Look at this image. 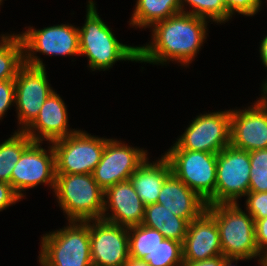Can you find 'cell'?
Wrapping results in <instances>:
<instances>
[{
  "instance_id": "cell-30",
  "label": "cell",
  "mask_w": 267,
  "mask_h": 266,
  "mask_svg": "<svg viewBox=\"0 0 267 266\" xmlns=\"http://www.w3.org/2000/svg\"><path fill=\"white\" fill-rule=\"evenodd\" d=\"M245 196V209L253 219L267 217V192H248Z\"/></svg>"
},
{
  "instance_id": "cell-29",
  "label": "cell",
  "mask_w": 267,
  "mask_h": 266,
  "mask_svg": "<svg viewBox=\"0 0 267 266\" xmlns=\"http://www.w3.org/2000/svg\"><path fill=\"white\" fill-rule=\"evenodd\" d=\"M224 3L231 18L235 13L255 16L262 7V0H224Z\"/></svg>"
},
{
  "instance_id": "cell-32",
  "label": "cell",
  "mask_w": 267,
  "mask_h": 266,
  "mask_svg": "<svg viewBox=\"0 0 267 266\" xmlns=\"http://www.w3.org/2000/svg\"><path fill=\"white\" fill-rule=\"evenodd\" d=\"M21 201L9 183L0 181V211Z\"/></svg>"
},
{
  "instance_id": "cell-33",
  "label": "cell",
  "mask_w": 267,
  "mask_h": 266,
  "mask_svg": "<svg viewBox=\"0 0 267 266\" xmlns=\"http://www.w3.org/2000/svg\"><path fill=\"white\" fill-rule=\"evenodd\" d=\"M254 229L256 244L261 254L267 249V217L262 219H254Z\"/></svg>"
},
{
  "instance_id": "cell-19",
  "label": "cell",
  "mask_w": 267,
  "mask_h": 266,
  "mask_svg": "<svg viewBox=\"0 0 267 266\" xmlns=\"http://www.w3.org/2000/svg\"><path fill=\"white\" fill-rule=\"evenodd\" d=\"M157 203L189 223L199 218L207 209V202L173 173L163 183Z\"/></svg>"
},
{
  "instance_id": "cell-6",
  "label": "cell",
  "mask_w": 267,
  "mask_h": 266,
  "mask_svg": "<svg viewBox=\"0 0 267 266\" xmlns=\"http://www.w3.org/2000/svg\"><path fill=\"white\" fill-rule=\"evenodd\" d=\"M19 35L24 45V64L32 67L45 68L38 52L49 56L80 55L78 27L69 23L38 30L28 26Z\"/></svg>"
},
{
  "instance_id": "cell-4",
  "label": "cell",
  "mask_w": 267,
  "mask_h": 266,
  "mask_svg": "<svg viewBox=\"0 0 267 266\" xmlns=\"http://www.w3.org/2000/svg\"><path fill=\"white\" fill-rule=\"evenodd\" d=\"M53 192L67 221L102 219L104 190L92 174H56Z\"/></svg>"
},
{
  "instance_id": "cell-16",
  "label": "cell",
  "mask_w": 267,
  "mask_h": 266,
  "mask_svg": "<svg viewBox=\"0 0 267 266\" xmlns=\"http://www.w3.org/2000/svg\"><path fill=\"white\" fill-rule=\"evenodd\" d=\"M144 214L145 204L130 180L119 182L104 191L102 219L120 226L131 227L142 224Z\"/></svg>"
},
{
  "instance_id": "cell-31",
  "label": "cell",
  "mask_w": 267,
  "mask_h": 266,
  "mask_svg": "<svg viewBox=\"0 0 267 266\" xmlns=\"http://www.w3.org/2000/svg\"><path fill=\"white\" fill-rule=\"evenodd\" d=\"M15 104V81L14 79L0 81V120L3 119L7 110Z\"/></svg>"
},
{
  "instance_id": "cell-12",
  "label": "cell",
  "mask_w": 267,
  "mask_h": 266,
  "mask_svg": "<svg viewBox=\"0 0 267 266\" xmlns=\"http://www.w3.org/2000/svg\"><path fill=\"white\" fill-rule=\"evenodd\" d=\"M15 81V107L18 131H24L38 116L42 105L55 90L48 82L46 68L24 64Z\"/></svg>"
},
{
  "instance_id": "cell-34",
  "label": "cell",
  "mask_w": 267,
  "mask_h": 266,
  "mask_svg": "<svg viewBox=\"0 0 267 266\" xmlns=\"http://www.w3.org/2000/svg\"><path fill=\"white\" fill-rule=\"evenodd\" d=\"M225 257L218 255L202 261L183 262V266H224Z\"/></svg>"
},
{
  "instance_id": "cell-40",
  "label": "cell",
  "mask_w": 267,
  "mask_h": 266,
  "mask_svg": "<svg viewBox=\"0 0 267 266\" xmlns=\"http://www.w3.org/2000/svg\"><path fill=\"white\" fill-rule=\"evenodd\" d=\"M261 92H263V93L267 96V86L264 87V88L261 90Z\"/></svg>"
},
{
  "instance_id": "cell-11",
  "label": "cell",
  "mask_w": 267,
  "mask_h": 266,
  "mask_svg": "<svg viewBox=\"0 0 267 266\" xmlns=\"http://www.w3.org/2000/svg\"><path fill=\"white\" fill-rule=\"evenodd\" d=\"M42 142H33L21 155L13 168L11 187L21 198L23 191L46 184L50 189L55 188L56 165L55 152L52 144L48 149L41 147ZM23 192V193H22Z\"/></svg>"
},
{
  "instance_id": "cell-3",
  "label": "cell",
  "mask_w": 267,
  "mask_h": 266,
  "mask_svg": "<svg viewBox=\"0 0 267 266\" xmlns=\"http://www.w3.org/2000/svg\"><path fill=\"white\" fill-rule=\"evenodd\" d=\"M68 222L66 227L41 237L40 266H93L90 220Z\"/></svg>"
},
{
  "instance_id": "cell-39",
  "label": "cell",
  "mask_w": 267,
  "mask_h": 266,
  "mask_svg": "<svg viewBox=\"0 0 267 266\" xmlns=\"http://www.w3.org/2000/svg\"><path fill=\"white\" fill-rule=\"evenodd\" d=\"M8 35H9V33H8V34H1V36H0V44L3 42V40H4Z\"/></svg>"
},
{
  "instance_id": "cell-27",
  "label": "cell",
  "mask_w": 267,
  "mask_h": 266,
  "mask_svg": "<svg viewBox=\"0 0 267 266\" xmlns=\"http://www.w3.org/2000/svg\"><path fill=\"white\" fill-rule=\"evenodd\" d=\"M142 260L148 262L151 266H183L182 243L164 238Z\"/></svg>"
},
{
  "instance_id": "cell-28",
  "label": "cell",
  "mask_w": 267,
  "mask_h": 266,
  "mask_svg": "<svg viewBox=\"0 0 267 266\" xmlns=\"http://www.w3.org/2000/svg\"><path fill=\"white\" fill-rule=\"evenodd\" d=\"M251 175L249 192H267V149L249 152Z\"/></svg>"
},
{
  "instance_id": "cell-23",
  "label": "cell",
  "mask_w": 267,
  "mask_h": 266,
  "mask_svg": "<svg viewBox=\"0 0 267 266\" xmlns=\"http://www.w3.org/2000/svg\"><path fill=\"white\" fill-rule=\"evenodd\" d=\"M32 143L33 140L24 131L17 130L0 143V181L11 185L13 168Z\"/></svg>"
},
{
  "instance_id": "cell-5",
  "label": "cell",
  "mask_w": 267,
  "mask_h": 266,
  "mask_svg": "<svg viewBox=\"0 0 267 266\" xmlns=\"http://www.w3.org/2000/svg\"><path fill=\"white\" fill-rule=\"evenodd\" d=\"M206 211L215 219L224 257L260 259L254 219L238 203L207 205Z\"/></svg>"
},
{
  "instance_id": "cell-22",
  "label": "cell",
  "mask_w": 267,
  "mask_h": 266,
  "mask_svg": "<svg viewBox=\"0 0 267 266\" xmlns=\"http://www.w3.org/2000/svg\"><path fill=\"white\" fill-rule=\"evenodd\" d=\"M180 12V0H137L129 25L139 29L151 28Z\"/></svg>"
},
{
  "instance_id": "cell-35",
  "label": "cell",
  "mask_w": 267,
  "mask_h": 266,
  "mask_svg": "<svg viewBox=\"0 0 267 266\" xmlns=\"http://www.w3.org/2000/svg\"><path fill=\"white\" fill-rule=\"evenodd\" d=\"M259 54H260V59L263 63V65L267 68V34L266 36L263 38V40H261V44L259 46ZM264 84H262V88L267 86V79H265V82H263Z\"/></svg>"
},
{
  "instance_id": "cell-10",
  "label": "cell",
  "mask_w": 267,
  "mask_h": 266,
  "mask_svg": "<svg viewBox=\"0 0 267 266\" xmlns=\"http://www.w3.org/2000/svg\"><path fill=\"white\" fill-rule=\"evenodd\" d=\"M168 150L219 153L230 145V109L197 115Z\"/></svg>"
},
{
  "instance_id": "cell-24",
  "label": "cell",
  "mask_w": 267,
  "mask_h": 266,
  "mask_svg": "<svg viewBox=\"0 0 267 266\" xmlns=\"http://www.w3.org/2000/svg\"><path fill=\"white\" fill-rule=\"evenodd\" d=\"M24 65V45L19 34H9L0 44V81L15 79Z\"/></svg>"
},
{
  "instance_id": "cell-14",
  "label": "cell",
  "mask_w": 267,
  "mask_h": 266,
  "mask_svg": "<svg viewBox=\"0 0 267 266\" xmlns=\"http://www.w3.org/2000/svg\"><path fill=\"white\" fill-rule=\"evenodd\" d=\"M243 109H230V145L241 150L267 149V96Z\"/></svg>"
},
{
  "instance_id": "cell-15",
  "label": "cell",
  "mask_w": 267,
  "mask_h": 266,
  "mask_svg": "<svg viewBox=\"0 0 267 266\" xmlns=\"http://www.w3.org/2000/svg\"><path fill=\"white\" fill-rule=\"evenodd\" d=\"M90 248L93 266H123L130 257L128 227L90 220Z\"/></svg>"
},
{
  "instance_id": "cell-38",
  "label": "cell",
  "mask_w": 267,
  "mask_h": 266,
  "mask_svg": "<svg viewBox=\"0 0 267 266\" xmlns=\"http://www.w3.org/2000/svg\"><path fill=\"white\" fill-rule=\"evenodd\" d=\"M258 265L267 266V249L261 253L260 259H258Z\"/></svg>"
},
{
  "instance_id": "cell-1",
  "label": "cell",
  "mask_w": 267,
  "mask_h": 266,
  "mask_svg": "<svg viewBox=\"0 0 267 266\" xmlns=\"http://www.w3.org/2000/svg\"><path fill=\"white\" fill-rule=\"evenodd\" d=\"M209 22L205 18L180 12L155 23L151 27V41L138 46V62L163 66L173 61L189 67L207 38Z\"/></svg>"
},
{
  "instance_id": "cell-26",
  "label": "cell",
  "mask_w": 267,
  "mask_h": 266,
  "mask_svg": "<svg viewBox=\"0 0 267 266\" xmlns=\"http://www.w3.org/2000/svg\"><path fill=\"white\" fill-rule=\"evenodd\" d=\"M181 12L205 18L221 24L228 22L231 17L226 10L224 0H180ZM185 5L189 6V11ZM191 7V10H190Z\"/></svg>"
},
{
  "instance_id": "cell-9",
  "label": "cell",
  "mask_w": 267,
  "mask_h": 266,
  "mask_svg": "<svg viewBox=\"0 0 267 266\" xmlns=\"http://www.w3.org/2000/svg\"><path fill=\"white\" fill-rule=\"evenodd\" d=\"M250 169L248 151L229 145L217 153L215 195L207 205L238 203L249 192Z\"/></svg>"
},
{
  "instance_id": "cell-7",
  "label": "cell",
  "mask_w": 267,
  "mask_h": 266,
  "mask_svg": "<svg viewBox=\"0 0 267 266\" xmlns=\"http://www.w3.org/2000/svg\"><path fill=\"white\" fill-rule=\"evenodd\" d=\"M107 140L79 129L51 142L56 174H92L101 160Z\"/></svg>"
},
{
  "instance_id": "cell-8",
  "label": "cell",
  "mask_w": 267,
  "mask_h": 266,
  "mask_svg": "<svg viewBox=\"0 0 267 266\" xmlns=\"http://www.w3.org/2000/svg\"><path fill=\"white\" fill-rule=\"evenodd\" d=\"M164 156L170 163L172 173L204 201L208 202L215 195L217 154L167 150Z\"/></svg>"
},
{
  "instance_id": "cell-17",
  "label": "cell",
  "mask_w": 267,
  "mask_h": 266,
  "mask_svg": "<svg viewBox=\"0 0 267 266\" xmlns=\"http://www.w3.org/2000/svg\"><path fill=\"white\" fill-rule=\"evenodd\" d=\"M67 106L60 95L53 91L39 111L36 119L24 130L33 142H51L77 131L69 128ZM37 131V132H36Z\"/></svg>"
},
{
  "instance_id": "cell-2",
  "label": "cell",
  "mask_w": 267,
  "mask_h": 266,
  "mask_svg": "<svg viewBox=\"0 0 267 266\" xmlns=\"http://www.w3.org/2000/svg\"><path fill=\"white\" fill-rule=\"evenodd\" d=\"M86 19L78 27L80 57L88 58L90 70H109L117 61L138 62V46L120 43L100 18L94 0H88Z\"/></svg>"
},
{
  "instance_id": "cell-13",
  "label": "cell",
  "mask_w": 267,
  "mask_h": 266,
  "mask_svg": "<svg viewBox=\"0 0 267 266\" xmlns=\"http://www.w3.org/2000/svg\"><path fill=\"white\" fill-rule=\"evenodd\" d=\"M148 151L109 138L102 157L92 175L105 191L110 186L127 181L134 171L146 160Z\"/></svg>"
},
{
  "instance_id": "cell-18",
  "label": "cell",
  "mask_w": 267,
  "mask_h": 266,
  "mask_svg": "<svg viewBox=\"0 0 267 266\" xmlns=\"http://www.w3.org/2000/svg\"><path fill=\"white\" fill-rule=\"evenodd\" d=\"M182 249L183 262L202 261L223 255L216 221L207 211L189 223Z\"/></svg>"
},
{
  "instance_id": "cell-37",
  "label": "cell",
  "mask_w": 267,
  "mask_h": 266,
  "mask_svg": "<svg viewBox=\"0 0 267 266\" xmlns=\"http://www.w3.org/2000/svg\"><path fill=\"white\" fill-rule=\"evenodd\" d=\"M247 261V260H250V259H247V258H232V257H225V262H224V266H235V264H237L238 262L237 261ZM236 262V263H235ZM232 263H235L232 265ZM237 266V265H236Z\"/></svg>"
},
{
  "instance_id": "cell-36",
  "label": "cell",
  "mask_w": 267,
  "mask_h": 266,
  "mask_svg": "<svg viewBox=\"0 0 267 266\" xmlns=\"http://www.w3.org/2000/svg\"><path fill=\"white\" fill-rule=\"evenodd\" d=\"M123 266H151L148 262L142 259H136L134 257H129L128 260L123 264Z\"/></svg>"
},
{
  "instance_id": "cell-21",
  "label": "cell",
  "mask_w": 267,
  "mask_h": 266,
  "mask_svg": "<svg viewBox=\"0 0 267 266\" xmlns=\"http://www.w3.org/2000/svg\"><path fill=\"white\" fill-rule=\"evenodd\" d=\"M143 225L157 229L164 238L177 240L181 243L187 234L189 222L176 216L160 203L145 206Z\"/></svg>"
},
{
  "instance_id": "cell-25",
  "label": "cell",
  "mask_w": 267,
  "mask_h": 266,
  "mask_svg": "<svg viewBox=\"0 0 267 266\" xmlns=\"http://www.w3.org/2000/svg\"><path fill=\"white\" fill-rule=\"evenodd\" d=\"M129 256L136 259L151 253L154 248L164 239L157 229L143 224L128 227Z\"/></svg>"
},
{
  "instance_id": "cell-20",
  "label": "cell",
  "mask_w": 267,
  "mask_h": 266,
  "mask_svg": "<svg viewBox=\"0 0 267 266\" xmlns=\"http://www.w3.org/2000/svg\"><path fill=\"white\" fill-rule=\"evenodd\" d=\"M148 160L147 157L129 178L145 206L157 203L162 185L172 173L170 163L164 155L153 162Z\"/></svg>"
}]
</instances>
